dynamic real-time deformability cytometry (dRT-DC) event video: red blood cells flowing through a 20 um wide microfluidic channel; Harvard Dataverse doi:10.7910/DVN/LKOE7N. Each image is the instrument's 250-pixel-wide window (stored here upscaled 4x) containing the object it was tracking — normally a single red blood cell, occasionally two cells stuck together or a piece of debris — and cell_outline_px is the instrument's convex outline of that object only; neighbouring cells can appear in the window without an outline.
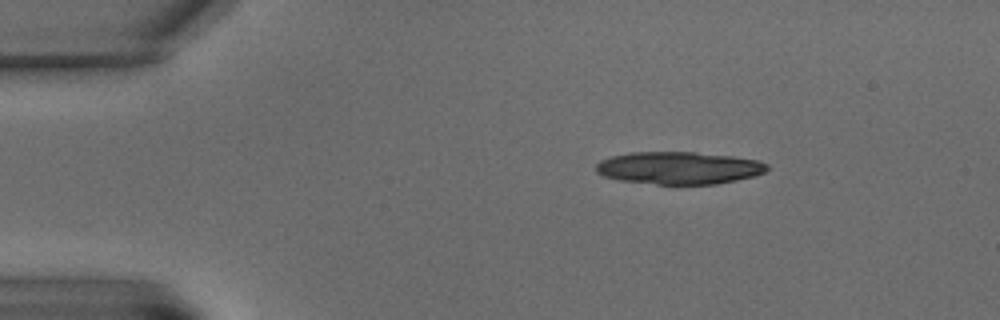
{"species": "common noctule bat (a hibernating species)", "species_latin": "Nyctalus noctula", "temperature_condition": "warm", "stored_images_in_passage": 5, "camera_frame_rate_fps": 3000, "um_per_image_px": 0.085, "animal": {"sex": "male", "body_mass_g": 15.6}, "frame": {"image": 1, "passage_image": 1, "time_ms": 0.0, "image_size_px": [1000, 320], "cell_outline_px": [[768, 168], [764, 172], [752, 176], [736, 180], [716, 184], [656, 184], [620, 180], [604, 176], [596, 172], [596, 164], [600, 160], [612, 156], [632, 152], [696, 152], [732, 156], [760, 160], [768, 164]], "centroid_in_image_um": [57.71, 14.27], "position_along_channel_um": 27.3, "area_um2": 32.31}}